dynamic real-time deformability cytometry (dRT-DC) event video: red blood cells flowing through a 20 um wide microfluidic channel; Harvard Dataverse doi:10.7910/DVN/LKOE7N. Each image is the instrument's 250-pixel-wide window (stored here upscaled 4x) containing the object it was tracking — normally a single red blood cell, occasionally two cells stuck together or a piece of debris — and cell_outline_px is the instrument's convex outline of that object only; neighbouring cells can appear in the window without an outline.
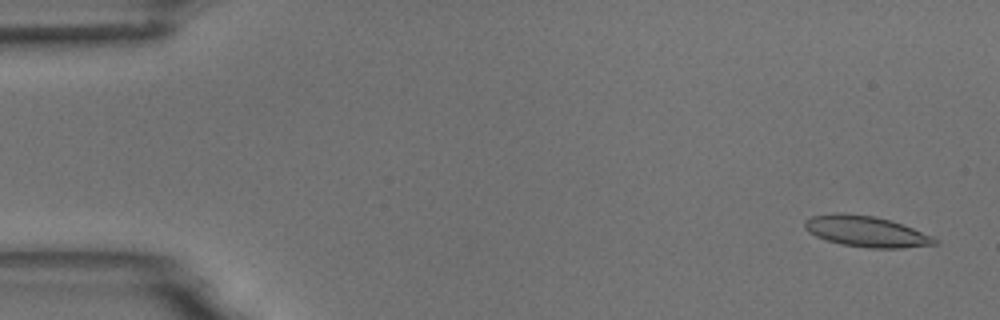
{"species": "common noctule bat (a hibernating species)", "species_latin": "Nyctalus noctula", "temperature_condition": "room temperature", "stored_images_in_passage": 6, "camera_frame_rate_fps": 3000, "um_per_image_px": 0.085, "animal": {"sex": "male", "body_mass_g": 18.8}, "frame": {"image": 1, "passage_image": 1, "time_ms": 0.0, "image_size_px": [1000, 320], "cell_outline_px": [[940, 244], [904, 248], [868, 248], [840, 244], [816, 236], [804, 228], [804, 220], [812, 216], [876, 216], [892, 220], [932, 236], [940, 240]], "centroid_in_image_um": [73.74, 19.73], "position_along_channel_um": 11.3, "area_um2": 22.66}}